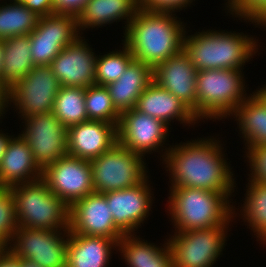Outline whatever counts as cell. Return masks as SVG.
Masks as SVG:
<instances>
[{
  "label": "cell",
  "mask_w": 266,
  "mask_h": 267,
  "mask_svg": "<svg viewBox=\"0 0 266 267\" xmlns=\"http://www.w3.org/2000/svg\"><path fill=\"white\" fill-rule=\"evenodd\" d=\"M220 140L214 137L179 143L165 148L160 155L171 177L170 187L200 188L220 193H233L234 174L222 152ZM175 146V147H174ZM171 173V174H170Z\"/></svg>",
  "instance_id": "1"
},
{
  "label": "cell",
  "mask_w": 266,
  "mask_h": 267,
  "mask_svg": "<svg viewBox=\"0 0 266 267\" xmlns=\"http://www.w3.org/2000/svg\"><path fill=\"white\" fill-rule=\"evenodd\" d=\"M174 16V12L137 10L123 36L135 60L154 68L183 50L186 26Z\"/></svg>",
  "instance_id": "2"
},
{
  "label": "cell",
  "mask_w": 266,
  "mask_h": 267,
  "mask_svg": "<svg viewBox=\"0 0 266 267\" xmlns=\"http://www.w3.org/2000/svg\"><path fill=\"white\" fill-rule=\"evenodd\" d=\"M183 37V51L197 71L242 69L258 52L256 38L243 32L204 30ZM243 66V67H242Z\"/></svg>",
  "instance_id": "3"
},
{
  "label": "cell",
  "mask_w": 266,
  "mask_h": 267,
  "mask_svg": "<svg viewBox=\"0 0 266 267\" xmlns=\"http://www.w3.org/2000/svg\"><path fill=\"white\" fill-rule=\"evenodd\" d=\"M167 209L175 232L207 229L229 224L236 217L229 199L232 193H220L200 188L170 187Z\"/></svg>",
  "instance_id": "4"
},
{
  "label": "cell",
  "mask_w": 266,
  "mask_h": 267,
  "mask_svg": "<svg viewBox=\"0 0 266 267\" xmlns=\"http://www.w3.org/2000/svg\"><path fill=\"white\" fill-rule=\"evenodd\" d=\"M242 69L197 71L196 118L214 120L231 116L249 96ZM229 115V116H228Z\"/></svg>",
  "instance_id": "5"
},
{
  "label": "cell",
  "mask_w": 266,
  "mask_h": 267,
  "mask_svg": "<svg viewBox=\"0 0 266 267\" xmlns=\"http://www.w3.org/2000/svg\"><path fill=\"white\" fill-rule=\"evenodd\" d=\"M18 227L69 230L70 208L40 178L10 186Z\"/></svg>",
  "instance_id": "6"
},
{
  "label": "cell",
  "mask_w": 266,
  "mask_h": 267,
  "mask_svg": "<svg viewBox=\"0 0 266 267\" xmlns=\"http://www.w3.org/2000/svg\"><path fill=\"white\" fill-rule=\"evenodd\" d=\"M143 158L117 142L108 151L90 160L94 192L104 194L142 183L149 177Z\"/></svg>",
  "instance_id": "7"
},
{
  "label": "cell",
  "mask_w": 266,
  "mask_h": 267,
  "mask_svg": "<svg viewBox=\"0 0 266 267\" xmlns=\"http://www.w3.org/2000/svg\"><path fill=\"white\" fill-rule=\"evenodd\" d=\"M228 228L229 224H221L207 229L174 232L167 239L173 254V267H211L222 254Z\"/></svg>",
  "instance_id": "8"
},
{
  "label": "cell",
  "mask_w": 266,
  "mask_h": 267,
  "mask_svg": "<svg viewBox=\"0 0 266 267\" xmlns=\"http://www.w3.org/2000/svg\"><path fill=\"white\" fill-rule=\"evenodd\" d=\"M68 233L69 230L18 227L7 248L40 267H67Z\"/></svg>",
  "instance_id": "9"
},
{
  "label": "cell",
  "mask_w": 266,
  "mask_h": 267,
  "mask_svg": "<svg viewBox=\"0 0 266 267\" xmlns=\"http://www.w3.org/2000/svg\"><path fill=\"white\" fill-rule=\"evenodd\" d=\"M59 88L57 77L50 66H35L10 87V106L14 105L12 108L15 107L21 114V119L52 112Z\"/></svg>",
  "instance_id": "10"
},
{
  "label": "cell",
  "mask_w": 266,
  "mask_h": 267,
  "mask_svg": "<svg viewBox=\"0 0 266 267\" xmlns=\"http://www.w3.org/2000/svg\"><path fill=\"white\" fill-rule=\"evenodd\" d=\"M21 120L25 123L21 136L27 141L41 170L68 154V128L53 112L30 115Z\"/></svg>",
  "instance_id": "11"
},
{
  "label": "cell",
  "mask_w": 266,
  "mask_h": 267,
  "mask_svg": "<svg viewBox=\"0 0 266 267\" xmlns=\"http://www.w3.org/2000/svg\"><path fill=\"white\" fill-rule=\"evenodd\" d=\"M42 179L69 208L94 192L90 161L69 154L45 167Z\"/></svg>",
  "instance_id": "12"
},
{
  "label": "cell",
  "mask_w": 266,
  "mask_h": 267,
  "mask_svg": "<svg viewBox=\"0 0 266 267\" xmlns=\"http://www.w3.org/2000/svg\"><path fill=\"white\" fill-rule=\"evenodd\" d=\"M80 35L76 16L53 14L39 17L37 26L29 34L34 66H49Z\"/></svg>",
  "instance_id": "13"
},
{
  "label": "cell",
  "mask_w": 266,
  "mask_h": 267,
  "mask_svg": "<svg viewBox=\"0 0 266 267\" xmlns=\"http://www.w3.org/2000/svg\"><path fill=\"white\" fill-rule=\"evenodd\" d=\"M169 126L135 108L123 111L117 126V142L142 156L165 148ZM153 151V152H152ZM151 152V153H150ZM144 154V155H143Z\"/></svg>",
  "instance_id": "14"
},
{
  "label": "cell",
  "mask_w": 266,
  "mask_h": 267,
  "mask_svg": "<svg viewBox=\"0 0 266 267\" xmlns=\"http://www.w3.org/2000/svg\"><path fill=\"white\" fill-rule=\"evenodd\" d=\"M148 179L135 187L104 193L114 224L124 235L137 234L135 231L150 215L153 199Z\"/></svg>",
  "instance_id": "15"
},
{
  "label": "cell",
  "mask_w": 266,
  "mask_h": 267,
  "mask_svg": "<svg viewBox=\"0 0 266 267\" xmlns=\"http://www.w3.org/2000/svg\"><path fill=\"white\" fill-rule=\"evenodd\" d=\"M72 233L102 236L119 241L124 234L115 226L105 195L93 192L76 201L69 211Z\"/></svg>",
  "instance_id": "16"
},
{
  "label": "cell",
  "mask_w": 266,
  "mask_h": 267,
  "mask_svg": "<svg viewBox=\"0 0 266 267\" xmlns=\"http://www.w3.org/2000/svg\"><path fill=\"white\" fill-rule=\"evenodd\" d=\"M79 36L67 45L49 65L60 86L83 87L95 85L97 54Z\"/></svg>",
  "instance_id": "17"
},
{
  "label": "cell",
  "mask_w": 266,
  "mask_h": 267,
  "mask_svg": "<svg viewBox=\"0 0 266 267\" xmlns=\"http://www.w3.org/2000/svg\"><path fill=\"white\" fill-rule=\"evenodd\" d=\"M153 79L179 98L196 117L197 70L183 50L156 65L153 68Z\"/></svg>",
  "instance_id": "18"
},
{
  "label": "cell",
  "mask_w": 266,
  "mask_h": 267,
  "mask_svg": "<svg viewBox=\"0 0 266 267\" xmlns=\"http://www.w3.org/2000/svg\"><path fill=\"white\" fill-rule=\"evenodd\" d=\"M67 135L68 154L90 161L117 143V126L88 120L68 127Z\"/></svg>",
  "instance_id": "19"
},
{
  "label": "cell",
  "mask_w": 266,
  "mask_h": 267,
  "mask_svg": "<svg viewBox=\"0 0 266 267\" xmlns=\"http://www.w3.org/2000/svg\"><path fill=\"white\" fill-rule=\"evenodd\" d=\"M135 109L163 121L168 126H171L174 119L185 125H195L198 122L193 112L179 98L155 81L142 92Z\"/></svg>",
  "instance_id": "20"
},
{
  "label": "cell",
  "mask_w": 266,
  "mask_h": 267,
  "mask_svg": "<svg viewBox=\"0 0 266 267\" xmlns=\"http://www.w3.org/2000/svg\"><path fill=\"white\" fill-rule=\"evenodd\" d=\"M42 178L27 141L19 134L9 140L0 163V186L10 187Z\"/></svg>",
  "instance_id": "21"
},
{
  "label": "cell",
  "mask_w": 266,
  "mask_h": 267,
  "mask_svg": "<svg viewBox=\"0 0 266 267\" xmlns=\"http://www.w3.org/2000/svg\"><path fill=\"white\" fill-rule=\"evenodd\" d=\"M153 81V67L134 59L124 73L106 88L113 105L122 113L135 108L138 98Z\"/></svg>",
  "instance_id": "22"
},
{
  "label": "cell",
  "mask_w": 266,
  "mask_h": 267,
  "mask_svg": "<svg viewBox=\"0 0 266 267\" xmlns=\"http://www.w3.org/2000/svg\"><path fill=\"white\" fill-rule=\"evenodd\" d=\"M118 241L102 236L68 233L67 267H106Z\"/></svg>",
  "instance_id": "23"
},
{
  "label": "cell",
  "mask_w": 266,
  "mask_h": 267,
  "mask_svg": "<svg viewBox=\"0 0 266 267\" xmlns=\"http://www.w3.org/2000/svg\"><path fill=\"white\" fill-rule=\"evenodd\" d=\"M139 8V0H89L77 17L78 31L83 34L86 28H99L123 19L126 30Z\"/></svg>",
  "instance_id": "24"
},
{
  "label": "cell",
  "mask_w": 266,
  "mask_h": 267,
  "mask_svg": "<svg viewBox=\"0 0 266 267\" xmlns=\"http://www.w3.org/2000/svg\"><path fill=\"white\" fill-rule=\"evenodd\" d=\"M135 234L124 235L118 241V251L127 267H173V254L168 241L162 246L141 240Z\"/></svg>",
  "instance_id": "25"
},
{
  "label": "cell",
  "mask_w": 266,
  "mask_h": 267,
  "mask_svg": "<svg viewBox=\"0 0 266 267\" xmlns=\"http://www.w3.org/2000/svg\"><path fill=\"white\" fill-rule=\"evenodd\" d=\"M250 95L231 115L236 117L246 149L266 145V104L255 92Z\"/></svg>",
  "instance_id": "26"
},
{
  "label": "cell",
  "mask_w": 266,
  "mask_h": 267,
  "mask_svg": "<svg viewBox=\"0 0 266 267\" xmlns=\"http://www.w3.org/2000/svg\"><path fill=\"white\" fill-rule=\"evenodd\" d=\"M30 51L29 34L3 40L1 80L9 87L24 78L35 67Z\"/></svg>",
  "instance_id": "27"
},
{
  "label": "cell",
  "mask_w": 266,
  "mask_h": 267,
  "mask_svg": "<svg viewBox=\"0 0 266 267\" xmlns=\"http://www.w3.org/2000/svg\"><path fill=\"white\" fill-rule=\"evenodd\" d=\"M248 189H246L245 198L243 201L242 209L240 210V216L243 217V221L247 222L249 228L257 236V241L260 240L266 245V183L247 180ZM245 219V220H244Z\"/></svg>",
  "instance_id": "28"
},
{
  "label": "cell",
  "mask_w": 266,
  "mask_h": 267,
  "mask_svg": "<svg viewBox=\"0 0 266 267\" xmlns=\"http://www.w3.org/2000/svg\"><path fill=\"white\" fill-rule=\"evenodd\" d=\"M39 17L19 1L0 5V40L30 34L37 26Z\"/></svg>",
  "instance_id": "29"
},
{
  "label": "cell",
  "mask_w": 266,
  "mask_h": 267,
  "mask_svg": "<svg viewBox=\"0 0 266 267\" xmlns=\"http://www.w3.org/2000/svg\"><path fill=\"white\" fill-rule=\"evenodd\" d=\"M85 105V88L60 86L52 112L68 128L88 121Z\"/></svg>",
  "instance_id": "30"
},
{
  "label": "cell",
  "mask_w": 266,
  "mask_h": 267,
  "mask_svg": "<svg viewBox=\"0 0 266 267\" xmlns=\"http://www.w3.org/2000/svg\"><path fill=\"white\" fill-rule=\"evenodd\" d=\"M85 104L88 120L103 121L118 126L121 113L113 105L106 86L95 84L85 88Z\"/></svg>",
  "instance_id": "31"
},
{
  "label": "cell",
  "mask_w": 266,
  "mask_h": 267,
  "mask_svg": "<svg viewBox=\"0 0 266 267\" xmlns=\"http://www.w3.org/2000/svg\"><path fill=\"white\" fill-rule=\"evenodd\" d=\"M122 51H110L104 55H97L95 68V84L106 86L116 81L134 60V56L127 46L122 44Z\"/></svg>",
  "instance_id": "32"
},
{
  "label": "cell",
  "mask_w": 266,
  "mask_h": 267,
  "mask_svg": "<svg viewBox=\"0 0 266 267\" xmlns=\"http://www.w3.org/2000/svg\"><path fill=\"white\" fill-rule=\"evenodd\" d=\"M17 229L14 197L10 187L0 186V248L10 244Z\"/></svg>",
  "instance_id": "33"
},
{
  "label": "cell",
  "mask_w": 266,
  "mask_h": 267,
  "mask_svg": "<svg viewBox=\"0 0 266 267\" xmlns=\"http://www.w3.org/2000/svg\"><path fill=\"white\" fill-rule=\"evenodd\" d=\"M225 4L232 16L266 28V0H228Z\"/></svg>",
  "instance_id": "34"
},
{
  "label": "cell",
  "mask_w": 266,
  "mask_h": 267,
  "mask_svg": "<svg viewBox=\"0 0 266 267\" xmlns=\"http://www.w3.org/2000/svg\"><path fill=\"white\" fill-rule=\"evenodd\" d=\"M245 154L251 169L250 180L266 183V145L247 148Z\"/></svg>",
  "instance_id": "35"
},
{
  "label": "cell",
  "mask_w": 266,
  "mask_h": 267,
  "mask_svg": "<svg viewBox=\"0 0 266 267\" xmlns=\"http://www.w3.org/2000/svg\"><path fill=\"white\" fill-rule=\"evenodd\" d=\"M193 0H139V7L150 11L178 12Z\"/></svg>",
  "instance_id": "36"
},
{
  "label": "cell",
  "mask_w": 266,
  "mask_h": 267,
  "mask_svg": "<svg viewBox=\"0 0 266 267\" xmlns=\"http://www.w3.org/2000/svg\"><path fill=\"white\" fill-rule=\"evenodd\" d=\"M89 0H53L54 14L78 17Z\"/></svg>",
  "instance_id": "37"
},
{
  "label": "cell",
  "mask_w": 266,
  "mask_h": 267,
  "mask_svg": "<svg viewBox=\"0 0 266 267\" xmlns=\"http://www.w3.org/2000/svg\"><path fill=\"white\" fill-rule=\"evenodd\" d=\"M1 1V0H0ZM22 2L38 16H49L54 14L53 0H10Z\"/></svg>",
  "instance_id": "38"
},
{
  "label": "cell",
  "mask_w": 266,
  "mask_h": 267,
  "mask_svg": "<svg viewBox=\"0 0 266 267\" xmlns=\"http://www.w3.org/2000/svg\"><path fill=\"white\" fill-rule=\"evenodd\" d=\"M0 267H21V258L14 255L7 247H1Z\"/></svg>",
  "instance_id": "39"
},
{
  "label": "cell",
  "mask_w": 266,
  "mask_h": 267,
  "mask_svg": "<svg viewBox=\"0 0 266 267\" xmlns=\"http://www.w3.org/2000/svg\"><path fill=\"white\" fill-rule=\"evenodd\" d=\"M8 104L10 105V87L0 79V119L7 112Z\"/></svg>",
  "instance_id": "40"
},
{
  "label": "cell",
  "mask_w": 266,
  "mask_h": 267,
  "mask_svg": "<svg viewBox=\"0 0 266 267\" xmlns=\"http://www.w3.org/2000/svg\"><path fill=\"white\" fill-rule=\"evenodd\" d=\"M0 163L2 161V157L6 151L7 145L9 143V140L14 136V135H7L8 133H3L2 130H0Z\"/></svg>",
  "instance_id": "41"
},
{
  "label": "cell",
  "mask_w": 266,
  "mask_h": 267,
  "mask_svg": "<svg viewBox=\"0 0 266 267\" xmlns=\"http://www.w3.org/2000/svg\"><path fill=\"white\" fill-rule=\"evenodd\" d=\"M266 104V85L262 86L259 90L254 91Z\"/></svg>",
  "instance_id": "42"
},
{
  "label": "cell",
  "mask_w": 266,
  "mask_h": 267,
  "mask_svg": "<svg viewBox=\"0 0 266 267\" xmlns=\"http://www.w3.org/2000/svg\"><path fill=\"white\" fill-rule=\"evenodd\" d=\"M21 267H40L36 263L21 258Z\"/></svg>",
  "instance_id": "43"
},
{
  "label": "cell",
  "mask_w": 266,
  "mask_h": 267,
  "mask_svg": "<svg viewBox=\"0 0 266 267\" xmlns=\"http://www.w3.org/2000/svg\"><path fill=\"white\" fill-rule=\"evenodd\" d=\"M3 58H4V53H3V40H0V79H1Z\"/></svg>",
  "instance_id": "44"
}]
</instances>
